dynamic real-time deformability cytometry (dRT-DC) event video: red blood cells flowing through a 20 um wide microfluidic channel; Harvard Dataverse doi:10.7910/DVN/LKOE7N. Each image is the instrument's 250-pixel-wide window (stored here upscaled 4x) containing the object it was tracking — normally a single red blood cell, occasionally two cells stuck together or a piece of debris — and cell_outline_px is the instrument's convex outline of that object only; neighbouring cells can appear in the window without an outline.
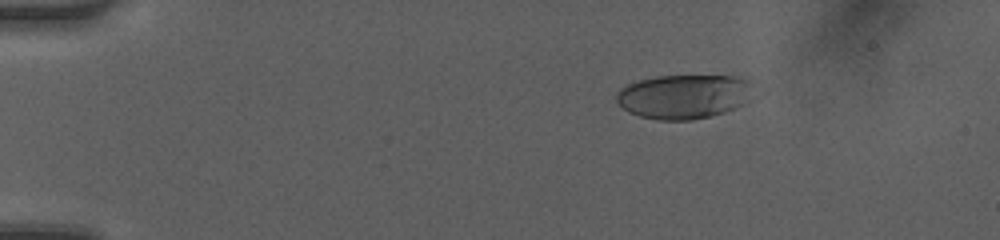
{"species": "human", "species_latin": "Homo sapiens", "temperature_condition": "room temperature", "stored_images_in_passage": 50, "camera_frame_rate_fps": 3000, "um_per_image_px": 0.085, "donor": {"sex": "female"}, "frame": {"image": 1, "passage_image": 9, "time_ms": 2.667, "image_size_px": [1000, 240], "cell_outline_px": [[752, 80], [748, 100], [724, 112], [692, 120], [656, 120], [640, 116], [628, 112], [616, 100], [616, 92], [620, 88], [628, 84], [640, 80], [656, 76], [744, 76]], "centroid_in_image_um": [58.11, 8.19], "position_along_channel_um": 26.9, "area_um2": 35.2}}
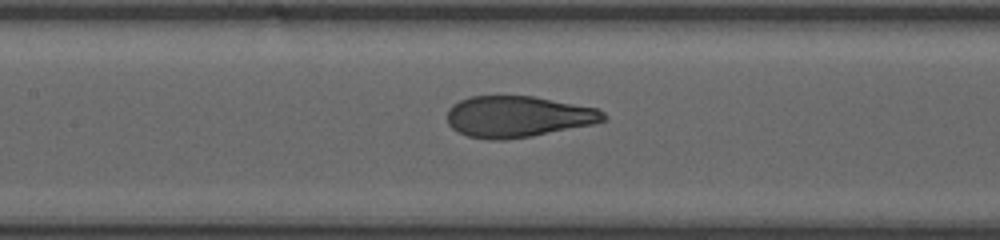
{"frame": {"image": 2, "passage_image": 25, "time_ms": 8.0, "image_size_px": [1000, 240], "cell_outline_px": [[608, 116], [604, 120], [592, 124], [532, 136], [504, 140], [488, 140], [468, 136], [452, 128], [448, 124], [448, 108], [452, 104], [468, 96], [532, 96], [596, 108], [604, 112]], "centroid_in_image_um": [43.99, 9.91], "position_along_channel_um": 163.4, "area_um2": 37.45}}
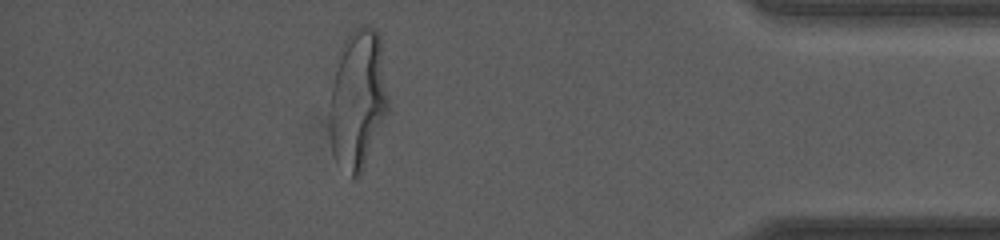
{"frame": {"image": 3, "passage_image": 45, "time_ms": 14.667, "image_size_px": [1000, 240], "cell_outline_px": [[388, 108], [360, 176], [356, 180], [352, 180], [332, 152], [328, 128], [332, 88], [340, 48], [344, 40], [356, 28], [364, 24], [368, 24], [380, 36], [388, 100]], "centroid_in_image_um": [30.4, 8.46], "position_along_channel_um": 404.8, "area_um2": 47.11}, "authors_computed_cell_mechanics": {"area_um2": 38.2058, "velocity_mm_per_s": 4.1891, "shape_relaxation_time_tau1_ms": 3.8154, "shape_relaxation_time_tau2_ms": null, "deformation_change_tau1": 0.21, "deformation_change_tau2": null}}